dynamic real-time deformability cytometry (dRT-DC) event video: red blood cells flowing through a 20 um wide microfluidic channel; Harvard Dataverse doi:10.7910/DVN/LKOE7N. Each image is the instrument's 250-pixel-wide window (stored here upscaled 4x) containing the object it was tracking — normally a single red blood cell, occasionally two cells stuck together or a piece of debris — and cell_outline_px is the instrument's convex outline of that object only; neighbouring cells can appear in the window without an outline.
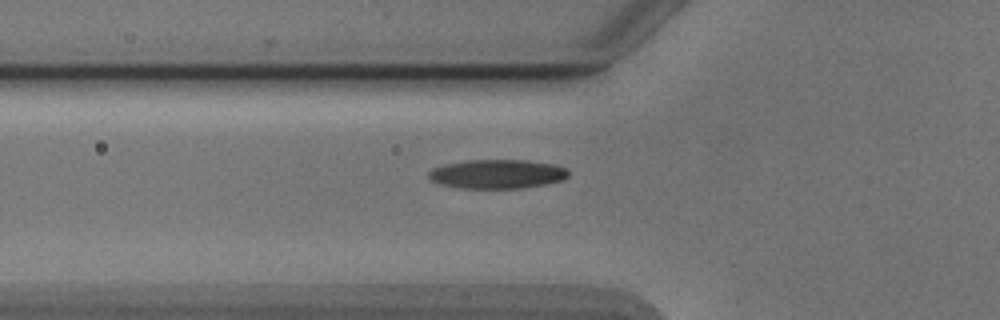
{"species": "Egyptian fruit bat (a non-hibernating species)", "species_latin": "Rousettus aegyptiacus", "temperature_condition": "cold", "stored_images_in_passage": 31, "camera_frame_rate_fps": 3000, "um_per_image_px": 0.085, "animal": {"sex": "male"}, "frame": {"image": 1, "passage_image": 2, "time_ms": 0.333, "image_size_px": [1000, 320], "cell_outline_px": [[568, 176], [564, 180], [524, 188], [460, 188], [440, 184], [432, 180], [428, 176], [428, 172], [432, 168], [444, 164], [464, 160], [524, 160], [552, 164], [564, 168], [568, 172]], "centroid_in_image_um": [42.23, 14.79], "position_along_channel_um": 83.6, "area_um2": 23.64}}
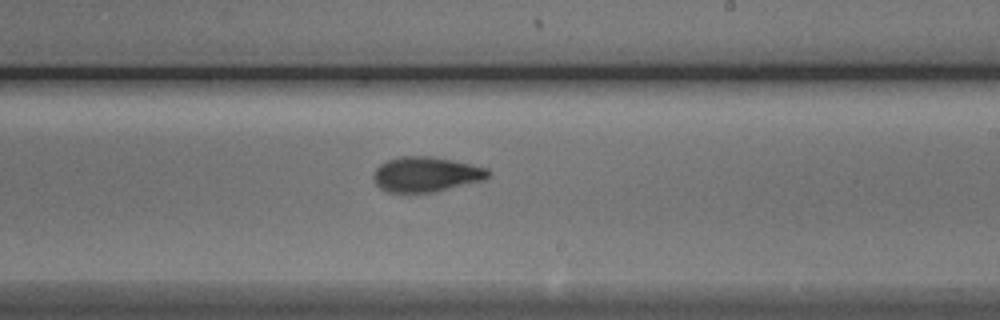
{"frame": {"image": 2, "passage_image": 15, "time_ms": 4.667, "image_size_px": [1000, 320], "cell_outline_px": [[488, 176], [480, 180], [432, 192], [388, 192], [380, 188], [376, 184], [372, 176], [376, 168], [380, 164], [388, 160], [400, 156], [432, 156], [472, 164], [488, 168]], "centroid_in_image_um": [36.15, 14.8], "position_along_channel_um": 252.8, "area_um2": 23.06}}
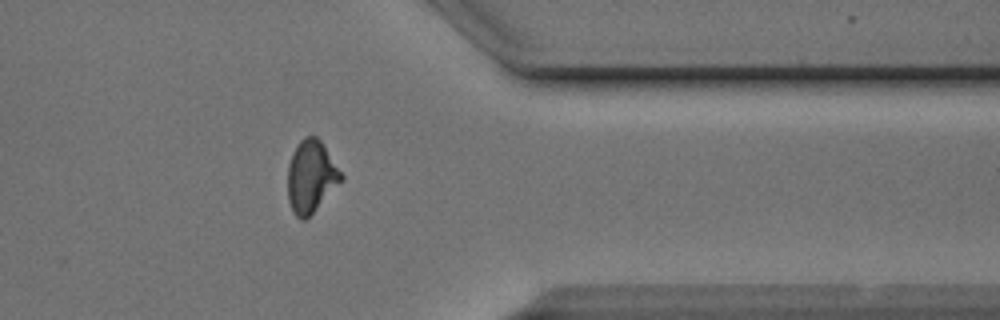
{"frame": {"image": 3, "passage_image": 26, "time_ms": 8.333, "image_size_px": [1000, 320], "cell_outline_px": [[344, 180], [304, 220], [300, 220], [292, 212], [288, 200], [288, 164], [300, 140], [304, 136], [316, 136], [320, 140], [344, 176]], "centroid_in_image_um": [26.44, 15.02], "position_along_channel_um": 385.0, "area_um2": 22.25}, "authors_computed_cell_mechanics": {"area_um2": 22.5998, "velocity_mm_per_s": 3.8953, "shape_relaxation_time_tau1_ms": 3.6237, "shape_relaxation_time_tau2_ms": 2.3669, "deformation_change_tau1": 0.1522, "deformation_change_tau2": 0.0923}}